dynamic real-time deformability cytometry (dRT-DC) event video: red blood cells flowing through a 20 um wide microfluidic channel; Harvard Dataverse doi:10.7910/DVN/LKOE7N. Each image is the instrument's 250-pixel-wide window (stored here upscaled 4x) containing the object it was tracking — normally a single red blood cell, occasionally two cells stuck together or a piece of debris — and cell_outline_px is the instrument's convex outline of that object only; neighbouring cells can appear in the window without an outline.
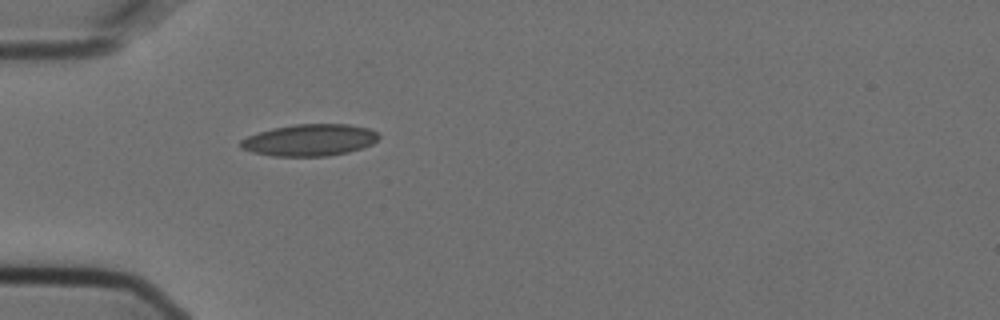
{"species": "Egyptian fruit bat (a non-hibernating species)", "species_latin": "Rousettus aegyptiacus", "temperature_condition": "cold", "stored_images_in_passage": 1, "camera_frame_rate_fps": 3000, "um_per_image_px": 0.085, "animal": {"sex": "female"}, "frame": {"image": 1, "passage_image": 1, "time_ms": 0.0, "image_size_px": [1000, 320], "cell_outline_px": [[380, 136], [372, 144], [348, 152], [328, 156], [272, 156], [252, 152], [240, 148], [240, 140], [248, 136], [272, 128], [296, 124], [348, 124], [368, 128], [376, 132]], "centroid_in_image_um": [26.3, 11.91], "position_along_channel_um": 58.7, "area_um2": 25.49}}